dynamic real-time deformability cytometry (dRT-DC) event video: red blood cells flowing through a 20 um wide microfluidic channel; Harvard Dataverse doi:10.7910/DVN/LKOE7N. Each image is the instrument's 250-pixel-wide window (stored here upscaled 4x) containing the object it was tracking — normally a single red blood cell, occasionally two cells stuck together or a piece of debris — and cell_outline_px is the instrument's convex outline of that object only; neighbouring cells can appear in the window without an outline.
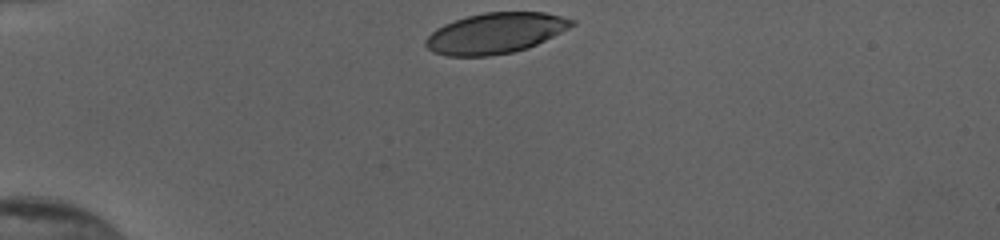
{"species": "human", "species_latin": "Homo sapiens", "temperature_condition": "cold", "stored_images_in_passage": 31, "camera_frame_rate_fps": 3000, "um_per_image_px": 0.085, "donor": {"sex": "female"}, "frame": {"image": 1, "passage_image": 1, "time_ms": 0.0, "image_size_px": [1000, 240], "cell_outline_px": [[576, 24], [528, 48], [512, 52], [488, 56], [448, 56], [432, 52], [424, 44], [424, 40], [436, 28], [444, 24], [468, 16], [484, 12], [544, 12], [576, 20]], "centroid_in_image_um": [42.08, 2.82], "position_along_channel_um": 42.9, "area_um2": 34.39}}
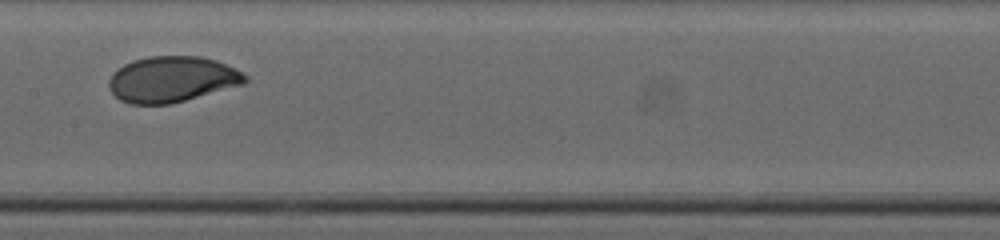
{"frame": {"image": 2, "passage_image": 16, "time_ms": 5.0, "image_size_px": [1000, 240], "cell_outline_px": [[248, 80], [244, 84], [184, 100], [168, 104], [132, 104], [120, 100], [112, 92], [108, 84], [108, 80], [112, 72], [124, 64], [132, 60], [148, 56], [200, 56], [216, 60], [236, 68], [248, 76]], "centroid_in_image_um": [14.62, 6.72], "position_along_channel_um": 192.8, "area_um2": 36.41}}
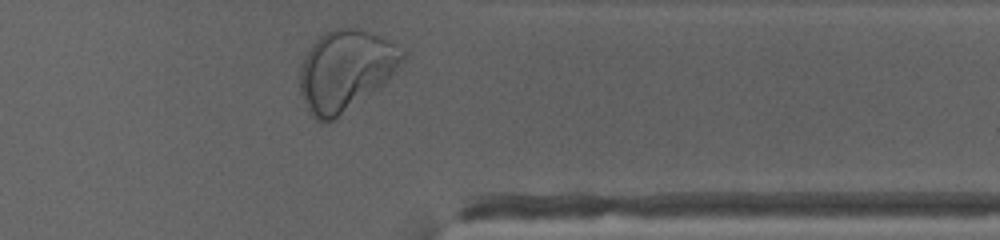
{"frame": {"image": 3, "passage_image": 31, "time_ms": 10.0, "image_size_px": [1000, 240], "cell_outline_px": [[404, 56], [384, 84], [336, 120], [328, 124], [324, 124], [316, 120], [308, 112], [300, 92], [300, 64], [308, 44], [324, 32], [332, 28], [360, 28], [380, 36], [396, 44], [404, 52]], "centroid_in_image_um": [29.3, 6.0], "position_along_channel_um": 382.1, "area_um2": 48.84}, "authors_computed_cell_mechanics": {"area_um2": 36.0672, "velocity_mm_per_s": 3.8442, "shape_relaxation_time_tau1_ms": 2.6434, "shape_relaxation_time_tau2_ms": null, "deformation_change_tau1": 0.1359, "deformation_change_tau2": null}}